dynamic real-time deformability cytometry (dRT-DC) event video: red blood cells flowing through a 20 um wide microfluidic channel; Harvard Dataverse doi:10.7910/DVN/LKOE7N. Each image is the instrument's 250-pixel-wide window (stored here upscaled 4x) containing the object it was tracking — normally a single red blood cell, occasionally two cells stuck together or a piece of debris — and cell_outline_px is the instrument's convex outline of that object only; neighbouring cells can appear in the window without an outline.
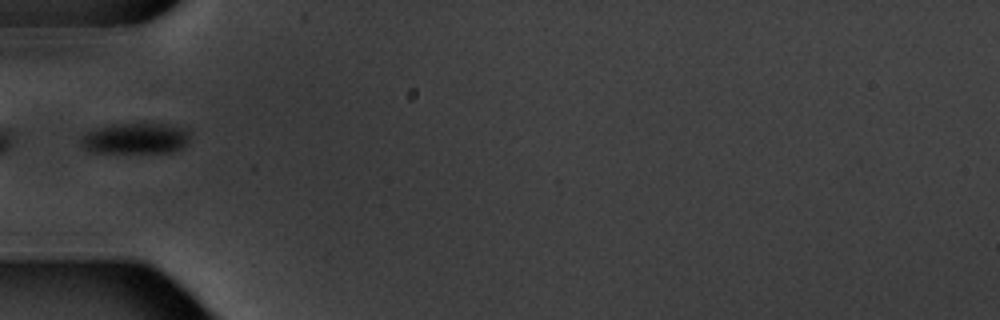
{"species": "common noctule bat (a hibernating species)", "species_latin": "Nyctalus noctula", "temperature_condition": "warm", "stored_images_in_passage": 4, "camera_frame_rate_fps": 3000, "um_per_image_px": 0.085, "animal": {"sex": "male", "body_mass_g": 20.1, "forearm_length_mm": 53.5}, "frame": {"image": 1, "passage_image": 2, "time_ms": 1.0, "image_size_px": [1000, 320], "cell_outline_px": [[188, 140], [180, 148], [172, 152], [92, 152], [84, 148], [80, 144], [80, 136], [96, 128], [112, 124], [164, 124], [184, 128], [188, 132]], "centroid_in_image_um": [11.46, 11.77], "position_along_channel_um": 73.5, "area_um2": 19.36}}